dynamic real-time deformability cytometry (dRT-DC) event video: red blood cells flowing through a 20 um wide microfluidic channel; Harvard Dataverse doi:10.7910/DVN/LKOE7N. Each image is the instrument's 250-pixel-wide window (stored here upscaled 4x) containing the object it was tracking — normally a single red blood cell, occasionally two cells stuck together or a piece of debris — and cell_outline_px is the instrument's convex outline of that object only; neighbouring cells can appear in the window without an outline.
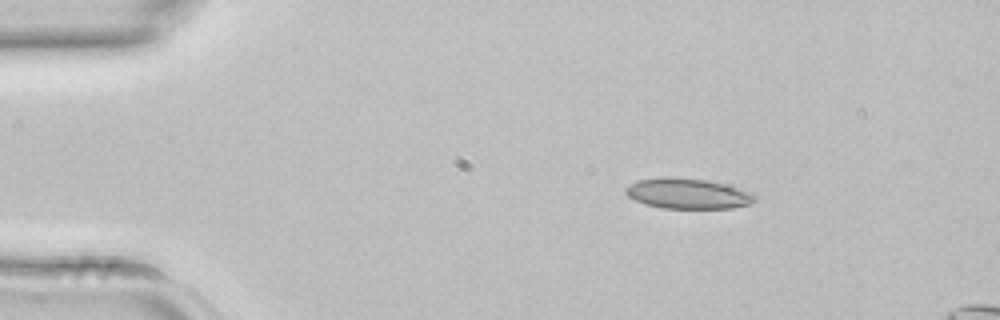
{"species": "common noctule bat (a hibernating species)", "species_latin": "Nyctalus noctula", "temperature_condition": "room temperature", "stored_images_in_passage": 12, "camera_frame_rate_fps": 3000, "um_per_image_px": 0.085, "animal": {"sex": "female", "body_mass_g": 22.7, "forearm_length_mm": 54.2}, "frame": {"image": 1, "passage_image": 6, "time_ms": 1.667, "image_size_px": [1000, 320], "cell_outline_px": [[756, 200], [748, 204], [732, 208], [664, 208], [644, 204], [628, 196], [624, 192], [632, 184], [640, 180], [668, 176], [704, 180], [724, 184], [752, 192], [756, 196]], "centroid_in_image_um": [58.49, 16.46], "position_along_channel_um": 26.5, "area_um2": 22.54}}